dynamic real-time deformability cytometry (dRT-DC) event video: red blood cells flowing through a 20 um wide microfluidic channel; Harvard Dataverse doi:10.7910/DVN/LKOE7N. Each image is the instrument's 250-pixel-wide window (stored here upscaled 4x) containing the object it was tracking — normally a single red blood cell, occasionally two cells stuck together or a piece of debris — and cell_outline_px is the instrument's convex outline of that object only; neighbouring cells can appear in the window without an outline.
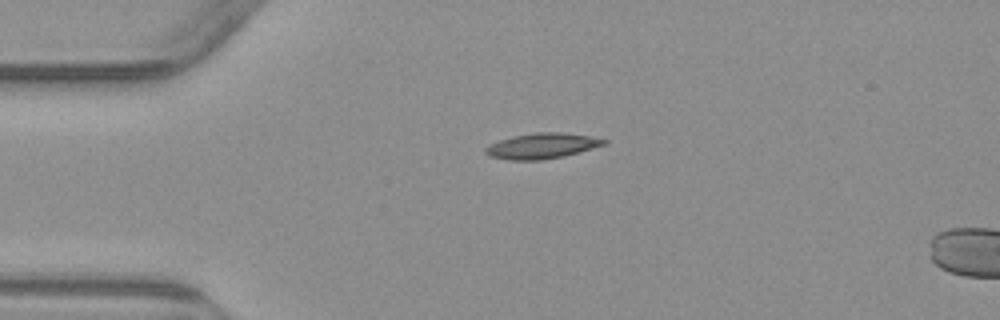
{"species": "common noctule bat (a hibernating species)", "species_latin": "Nyctalus noctula", "temperature_condition": "warm", "stored_images_in_passage": 2, "camera_frame_rate_fps": 3000, "um_per_image_px": 0.085, "animal": {"sex": "male", "body_mass_g": 23.1, "forearm_length_mm": 52.7}, "frame": {"image": 1, "passage_image": 1, "time_ms": 0.0, "image_size_px": [1000, 320], "cell_outline_px": [[608, 144], [564, 156], [540, 160], [508, 160], [488, 156], [484, 152], [484, 148], [500, 140], [512, 136], [536, 132], [560, 132], [588, 136], [608, 140]], "centroid_in_image_um": [46.06, 12.4], "position_along_channel_um": 38.9, "area_um2": 17.57}}